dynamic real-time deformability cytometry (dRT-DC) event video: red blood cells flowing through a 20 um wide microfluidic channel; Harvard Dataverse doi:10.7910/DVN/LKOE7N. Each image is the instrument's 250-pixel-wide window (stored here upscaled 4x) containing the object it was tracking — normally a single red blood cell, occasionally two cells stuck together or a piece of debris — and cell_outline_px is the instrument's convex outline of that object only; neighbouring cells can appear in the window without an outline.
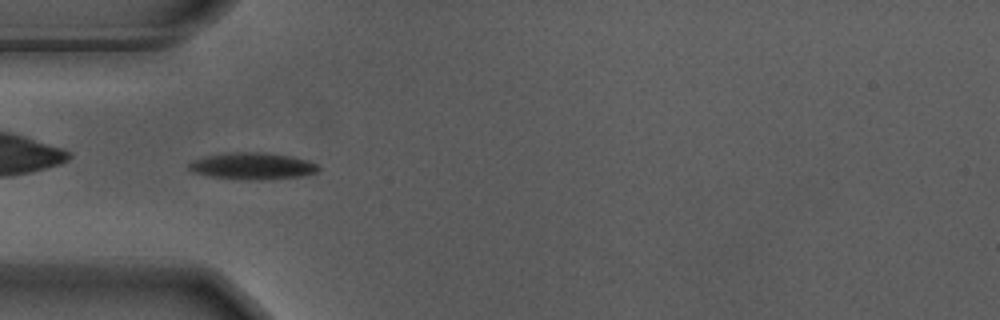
{"species": "Egyptian fruit bat (a non-hibernating species)", "species_latin": "Rousettus aegyptiacus", "temperature_condition": "warm", "stored_images_in_passage": 57, "camera_frame_rate_fps": 3000, "um_per_image_px": 0.085, "animal": {"sex": "male"}, "frame": {"image": 1, "passage_image": 17, "time_ms": 5.333, "image_size_px": [1000, 320], "cell_outline_px": [[320, 172], [304, 176], [264, 180], [244, 180], [212, 176], [192, 172], [188, 168], [188, 164], [192, 160], [204, 156], [232, 152], [264, 152], [288, 156], [308, 160], [320, 164]], "centroid_in_image_um": [21.51, 14.12], "position_along_channel_um": 63.5, "area_um2": 20.52}}
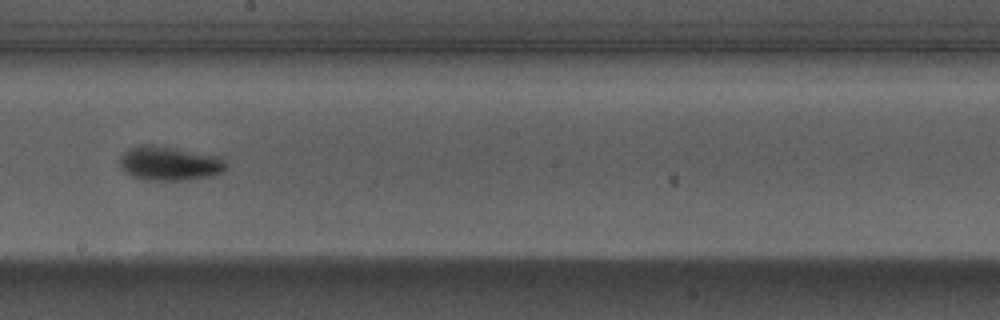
{"frame": {"image": 2, "passage_image": 31, "time_ms": 10.0, "image_size_px": [1000, 320], "cell_outline_px": [[228, 164], [224, 172], [212, 176], [184, 180], [144, 180], [132, 176], [120, 168], [120, 156], [124, 152], [140, 144], [152, 144], [216, 156], [224, 160]], "centroid_in_image_um": [14.39, 13.9], "position_along_channel_um": 233.8, "area_um2": 21.1}}
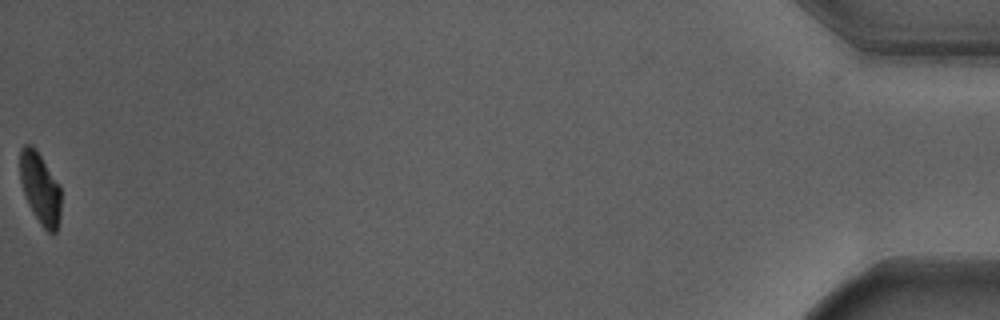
{"frame": {"image": 3, "passage_image": 56, "time_ms": 18.333, "image_size_px": [1000, 320], "cell_outline_px": [[60, 220], [56, 232], [48, 232], [40, 224], [28, 204], [20, 180], [20, 148], [24, 144], [32, 144], [60, 184]], "centroid_in_image_um": [3.42, 15.99], "position_along_channel_um": 431.8, "area_um2": 17.05}, "authors_computed_cell_mechanics": {"area_um2": 19.1318, "velocity_mm_per_s": 3.6742, "shape_relaxation_time_tau1_ms": 2.6069, "shape_relaxation_time_tau2_ms": 3.332, "deformation_change_tau1": 0.1456, "deformation_change_tau2": 0.0653}}